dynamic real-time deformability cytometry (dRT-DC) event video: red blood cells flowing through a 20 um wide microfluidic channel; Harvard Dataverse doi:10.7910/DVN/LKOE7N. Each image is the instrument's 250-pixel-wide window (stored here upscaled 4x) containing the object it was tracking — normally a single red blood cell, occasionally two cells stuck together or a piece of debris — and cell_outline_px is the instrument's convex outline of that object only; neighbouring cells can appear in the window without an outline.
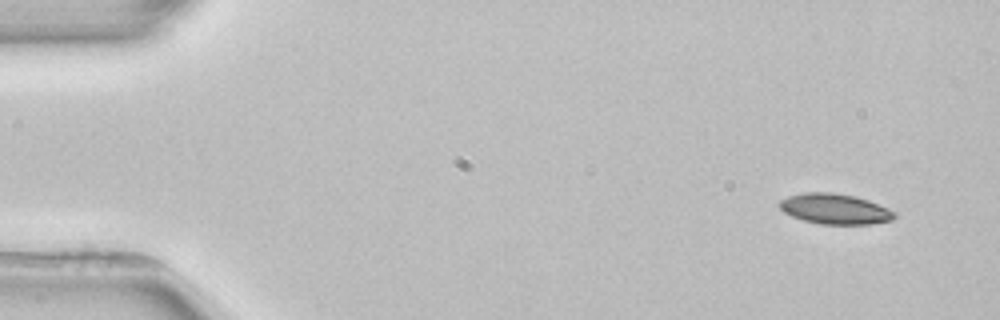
{"species": "common noctule bat (a hibernating species)", "species_latin": "Nyctalus noctula", "temperature_condition": "room temperature", "stored_images_in_passage": 4, "camera_frame_rate_fps": 3000, "um_per_image_px": 0.085, "animal": {"sex": "female", "body_mass_g": 22.7, "forearm_length_mm": 54.2}, "frame": {"image": 1, "passage_image": 1, "time_ms": 0.0, "image_size_px": [1000, 320], "cell_outline_px": [[896, 216], [892, 220], [868, 224], [820, 224], [804, 220], [792, 216], [784, 212], [780, 208], [780, 200], [788, 196], [804, 192], [832, 192], [852, 196], [868, 200], [896, 212]], "centroid_in_image_um": [70.96, 17.76], "position_along_channel_um": 14.0, "area_um2": 20.17}}
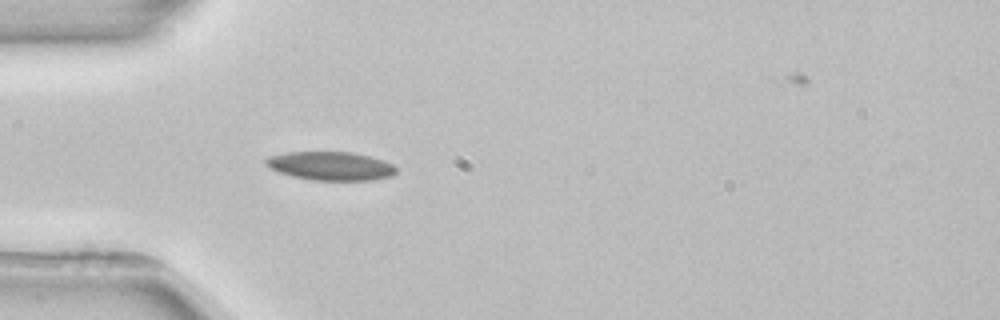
{"frame": {"image": 2, "passage_image": 4, "time_ms": 4.0, "image_size_px": [1000, 320], "cell_outline_px": [[396, 172], [392, 176], [372, 180], [312, 180], [292, 176], [280, 172], [264, 164], [264, 160], [268, 156], [288, 152], [352, 152], [384, 160], [392, 164], [396, 168]], "centroid_in_image_um": [28.11, 14.1], "position_along_channel_um": 56.9, "area_um2": 21.68}}